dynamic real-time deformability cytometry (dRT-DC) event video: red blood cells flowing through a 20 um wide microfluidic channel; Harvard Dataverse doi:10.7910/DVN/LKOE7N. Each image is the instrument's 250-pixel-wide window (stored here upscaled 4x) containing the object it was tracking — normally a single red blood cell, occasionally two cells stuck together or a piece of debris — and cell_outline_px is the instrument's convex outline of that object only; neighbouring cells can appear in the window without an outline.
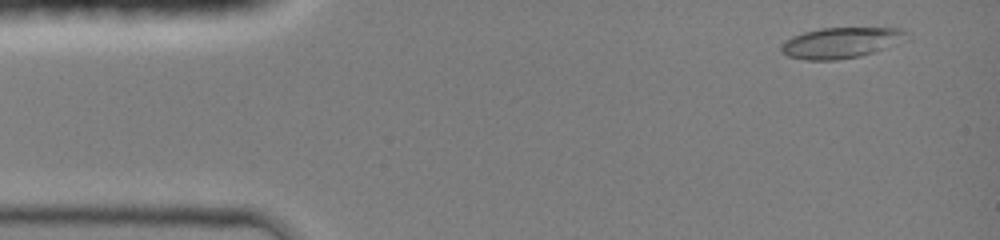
{"species": "common noctule bat (a hibernating species)", "species_latin": "Nyctalus noctula", "temperature_condition": "room temperature", "stored_images_in_passage": 7, "camera_frame_rate_fps": 3000, "um_per_image_px": 0.085, "animal": {"sex": "female", "body_mass_g": 19.0, "forearm_length_mm": 51.5}, "frame": {"image": 1, "passage_image": 1, "time_ms": 0.0, "image_size_px": [1000, 240], "cell_outline_px": [[912, 40], [860, 56], [836, 60], [804, 60], [788, 56], [780, 52], [780, 44], [784, 40], [792, 36], [804, 32], [820, 28], [904, 28], [912, 36]], "centroid_in_image_um": [71.56, 3.63], "position_along_channel_um": 13.4, "area_um2": 23.12}}
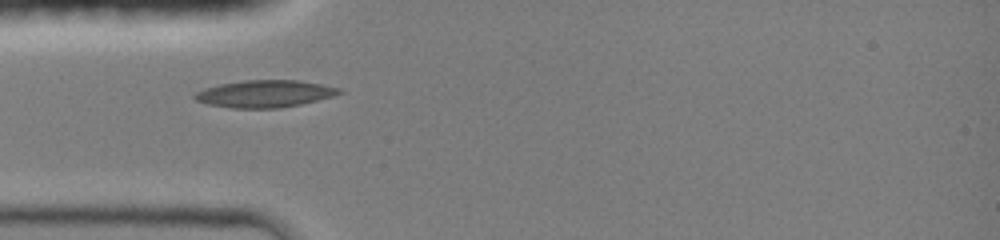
{"frame": {"image": 2, "passage_image": 5, "time_ms": 3.333, "image_size_px": [1000, 240], "cell_outline_px": [[344, 92], [332, 96], [300, 104], [280, 108], [232, 108], [208, 104], [196, 100], [192, 96], [196, 92], [204, 88], [220, 84], [244, 80], [296, 80], [320, 84], [340, 88]], "centroid_in_image_um": [22.48, 7.97], "position_along_channel_um": 62.5, "area_um2": 22.72}}
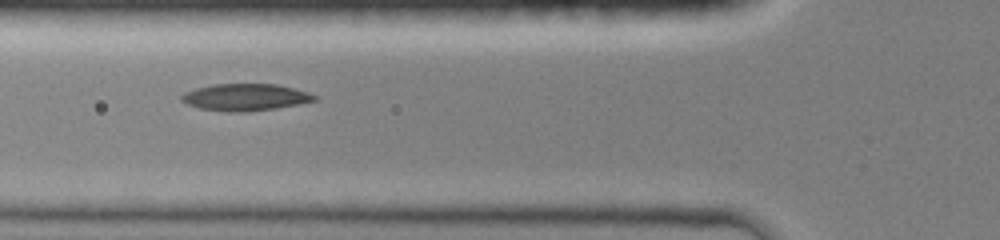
{"frame": {"image": 3, "passage_image": 6, "time_ms": 4.333, "image_size_px": [1000, 240], "cell_outline_px": [[320, 96], [316, 100], [296, 104], [248, 112], [224, 112], [200, 108], [188, 104], [180, 100], [180, 96], [184, 92], [196, 88], [212, 84], [276, 84], [308, 92]], "centroid_in_image_um": [20.82, 8.26], "position_along_channel_um": 105.0, "area_um2": 20.81}}